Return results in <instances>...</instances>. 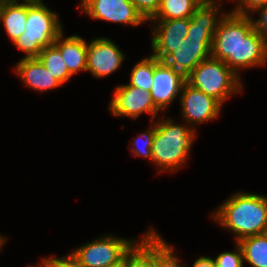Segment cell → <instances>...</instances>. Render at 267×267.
<instances>
[{
	"mask_svg": "<svg viewBox=\"0 0 267 267\" xmlns=\"http://www.w3.org/2000/svg\"><path fill=\"white\" fill-rule=\"evenodd\" d=\"M211 57L240 76L243 69L266 65L267 44L254 29L251 16L227 11L213 35Z\"/></svg>",
	"mask_w": 267,
	"mask_h": 267,
	"instance_id": "6da1fadb",
	"label": "cell"
},
{
	"mask_svg": "<svg viewBox=\"0 0 267 267\" xmlns=\"http://www.w3.org/2000/svg\"><path fill=\"white\" fill-rule=\"evenodd\" d=\"M212 219L233 233L235 242L262 234L267 223V196L235 192L213 211Z\"/></svg>",
	"mask_w": 267,
	"mask_h": 267,
	"instance_id": "7a4b0ae2",
	"label": "cell"
},
{
	"mask_svg": "<svg viewBox=\"0 0 267 267\" xmlns=\"http://www.w3.org/2000/svg\"><path fill=\"white\" fill-rule=\"evenodd\" d=\"M172 118H157L152 144V163L161 172H175L189 159L196 130L187 123L178 124Z\"/></svg>",
	"mask_w": 267,
	"mask_h": 267,
	"instance_id": "3957f363",
	"label": "cell"
},
{
	"mask_svg": "<svg viewBox=\"0 0 267 267\" xmlns=\"http://www.w3.org/2000/svg\"><path fill=\"white\" fill-rule=\"evenodd\" d=\"M58 16L42 0H27L26 29L13 42L25 53L22 58H37L43 48L54 43L63 32Z\"/></svg>",
	"mask_w": 267,
	"mask_h": 267,
	"instance_id": "277c9868",
	"label": "cell"
},
{
	"mask_svg": "<svg viewBox=\"0 0 267 267\" xmlns=\"http://www.w3.org/2000/svg\"><path fill=\"white\" fill-rule=\"evenodd\" d=\"M193 88L215 98L222 105L230 96L242 92L240 76L223 61L209 57L200 62L186 77Z\"/></svg>",
	"mask_w": 267,
	"mask_h": 267,
	"instance_id": "5b68a950",
	"label": "cell"
},
{
	"mask_svg": "<svg viewBox=\"0 0 267 267\" xmlns=\"http://www.w3.org/2000/svg\"><path fill=\"white\" fill-rule=\"evenodd\" d=\"M138 240L103 235L74 249L71 254L87 267L125 264V256Z\"/></svg>",
	"mask_w": 267,
	"mask_h": 267,
	"instance_id": "8992f818",
	"label": "cell"
},
{
	"mask_svg": "<svg viewBox=\"0 0 267 267\" xmlns=\"http://www.w3.org/2000/svg\"><path fill=\"white\" fill-rule=\"evenodd\" d=\"M113 92L108 109L114 116H127L133 120L145 112L151 114V121L156 120L160 110L155 106L150 92L128 84L116 86Z\"/></svg>",
	"mask_w": 267,
	"mask_h": 267,
	"instance_id": "52a82bcc",
	"label": "cell"
},
{
	"mask_svg": "<svg viewBox=\"0 0 267 267\" xmlns=\"http://www.w3.org/2000/svg\"><path fill=\"white\" fill-rule=\"evenodd\" d=\"M79 7L92 20L135 27L146 22L131 0H81Z\"/></svg>",
	"mask_w": 267,
	"mask_h": 267,
	"instance_id": "ba28073f",
	"label": "cell"
},
{
	"mask_svg": "<svg viewBox=\"0 0 267 267\" xmlns=\"http://www.w3.org/2000/svg\"><path fill=\"white\" fill-rule=\"evenodd\" d=\"M183 119L192 129L198 124L214 120L220 115L222 104L201 90L185 82L179 96Z\"/></svg>",
	"mask_w": 267,
	"mask_h": 267,
	"instance_id": "9c48e42d",
	"label": "cell"
},
{
	"mask_svg": "<svg viewBox=\"0 0 267 267\" xmlns=\"http://www.w3.org/2000/svg\"><path fill=\"white\" fill-rule=\"evenodd\" d=\"M125 55L109 38L96 37L87 43V72L93 77L105 78L120 68Z\"/></svg>",
	"mask_w": 267,
	"mask_h": 267,
	"instance_id": "30bf717a",
	"label": "cell"
},
{
	"mask_svg": "<svg viewBox=\"0 0 267 267\" xmlns=\"http://www.w3.org/2000/svg\"><path fill=\"white\" fill-rule=\"evenodd\" d=\"M185 82L186 77L180 72L154 57V75L150 95L160 112L167 111L175 98L180 96Z\"/></svg>",
	"mask_w": 267,
	"mask_h": 267,
	"instance_id": "8fae6325",
	"label": "cell"
},
{
	"mask_svg": "<svg viewBox=\"0 0 267 267\" xmlns=\"http://www.w3.org/2000/svg\"><path fill=\"white\" fill-rule=\"evenodd\" d=\"M152 26V56L164 61L187 36L190 18L173 20H149ZM156 23V24H155Z\"/></svg>",
	"mask_w": 267,
	"mask_h": 267,
	"instance_id": "7c38bea8",
	"label": "cell"
},
{
	"mask_svg": "<svg viewBox=\"0 0 267 267\" xmlns=\"http://www.w3.org/2000/svg\"><path fill=\"white\" fill-rule=\"evenodd\" d=\"M213 38L186 37L164 62L187 77L202 61L211 56Z\"/></svg>",
	"mask_w": 267,
	"mask_h": 267,
	"instance_id": "4fadbf2b",
	"label": "cell"
},
{
	"mask_svg": "<svg viewBox=\"0 0 267 267\" xmlns=\"http://www.w3.org/2000/svg\"><path fill=\"white\" fill-rule=\"evenodd\" d=\"M15 66V73L25 86L38 92L56 89L63 85L38 58H22Z\"/></svg>",
	"mask_w": 267,
	"mask_h": 267,
	"instance_id": "5bb4252c",
	"label": "cell"
},
{
	"mask_svg": "<svg viewBox=\"0 0 267 267\" xmlns=\"http://www.w3.org/2000/svg\"><path fill=\"white\" fill-rule=\"evenodd\" d=\"M222 4L220 0L204 1L190 17L186 37L213 38L219 22L226 14L220 13Z\"/></svg>",
	"mask_w": 267,
	"mask_h": 267,
	"instance_id": "9a60e30c",
	"label": "cell"
},
{
	"mask_svg": "<svg viewBox=\"0 0 267 267\" xmlns=\"http://www.w3.org/2000/svg\"><path fill=\"white\" fill-rule=\"evenodd\" d=\"M62 32L54 41V45L60 50L63 61L69 73L74 76L87 69V42L81 36L71 35L63 38Z\"/></svg>",
	"mask_w": 267,
	"mask_h": 267,
	"instance_id": "2e32d148",
	"label": "cell"
},
{
	"mask_svg": "<svg viewBox=\"0 0 267 267\" xmlns=\"http://www.w3.org/2000/svg\"><path fill=\"white\" fill-rule=\"evenodd\" d=\"M144 233L125 256V267H157V232Z\"/></svg>",
	"mask_w": 267,
	"mask_h": 267,
	"instance_id": "e0dca14e",
	"label": "cell"
},
{
	"mask_svg": "<svg viewBox=\"0 0 267 267\" xmlns=\"http://www.w3.org/2000/svg\"><path fill=\"white\" fill-rule=\"evenodd\" d=\"M27 0L0 1V22L13 43L26 29Z\"/></svg>",
	"mask_w": 267,
	"mask_h": 267,
	"instance_id": "ac0fdd59",
	"label": "cell"
},
{
	"mask_svg": "<svg viewBox=\"0 0 267 267\" xmlns=\"http://www.w3.org/2000/svg\"><path fill=\"white\" fill-rule=\"evenodd\" d=\"M203 0H161L157 13L150 20L190 18Z\"/></svg>",
	"mask_w": 267,
	"mask_h": 267,
	"instance_id": "d6986e66",
	"label": "cell"
},
{
	"mask_svg": "<svg viewBox=\"0 0 267 267\" xmlns=\"http://www.w3.org/2000/svg\"><path fill=\"white\" fill-rule=\"evenodd\" d=\"M243 261L251 267H267V238L263 234L248 236L238 241Z\"/></svg>",
	"mask_w": 267,
	"mask_h": 267,
	"instance_id": "ffe728a7",
	"label": "cell"
},
{
	"mask_svg": "<svg viewBox=\"0 0 267 267\" xmlns=\"http://www.w3.org/2000/svg\"><path fill=\"white\" fill-rule=\"evenodd\" d=\"M37 58L42 62L46 69L62 84L68 82L72 77V75L68 71L66 64L63 61L60 50L54 44L43 48Z\"/></svg>",
	"mask_w": 267,
	"mask_h": 267,
	"instance_id": "44dd1931",
	"label": "cell"
},
{
	"mask_svg": "<svg viewBox=\"0 0 267 267\" xmlns=\"http://www.w3.org/2000/svg\"><path fill=\"white\" fill-rule=\"evenodd\" d=\"M154 75V56L150 54L149 57L137 62L133 67L130 75L128 85L141 87L148 92L151 91Z\"/></svg>",
	"mask_w": 267,
	"mask_h": 267,
	"instance_id": "7402d4cb",
	"label": "cell"
},
{
	"mask_svg": "<svg viewBox=\"0 0 267 267\" xmlns=\"http://www.w3.org/2000/svg\"><path fill=\"white\" fill-rule=\"evenodd\" d=\"M155 135V122L153 121L150 126L143 133L141 132L132 142V154L133 156H140L149 159L152 162V144Z\"/></svg>",
	"mask_w": 267,
	"mask_h": 267,
	"instance_id": "603a6c76",
	"label": "cell"
},
{
	"mask_svg": "<svg viewBox=\"0 0 267 267\" xmlns=\"http://www.w3.org/2000/svg\"><path fill=\"white\" fill-rule=\"evenodd\" d=\"M174 246L165 242L157 233V267H186L174 253Z\"/></svg>",
	"mask_w": 267,
	"mask_h": 267,
	"instance_id": "cb8c5ba5",
	"label": "cell"
},
{
	"mask_svg": "<svg viewBox=\"0 0 267 267\" xmlns=\"http://www.w3.org/2000/svg\"><path fill=\"white\" fill-rule=\"evenodd\" d=\"M233 252L225 251L220 253L214 260L216 267H243V253L240 245L236 242Z\"/></svg>",
	"mask_w": 267,
	"mask_h": 267,
	"instance_id": "d4e9b609",
	"label": "cell"
},
{
	"mask_svg": "<svg viewBox=\"0 0 267 267\" xmlns=\"http://www.w3.org/2000/svg\"><path fill=\"white\" fill-rule=\"evenodd\" d=\"M40 262L38 267H87L71 253L62 257H45Z\"/></svg>",
	"mask_w": 267,
	"mask_h": 267,
	"instance_id": "484cf974",
	"label": "cell"
},
{
	"mask_svg": "<svg viewBox=\"0 0 267 267\" xmlns=\"http://www.w3.org/2000/svg\"><path fill=\"white\" fill-rule=\"evenodd\" d=\"M136 10L148 22L158 11L161 0H131Z\"/></svg>",
	"mask_w": 267,
	"mask_h": 267,
	"instance_id": "4316f807",
	"label": "cell"
},
{
	"mask_svg": "<svg viewBox=\"0 0 267 267\" xmlns=\"http://www.w3.org/2000/svg\"><path fill=\"white\" fill-rule=\"evenodd\" d=\"M254 13H258L259 19L255 21L254 15H250L253 21L254 29L257 34L266 42L267 44V4L257 8Z\"/></svg>",
	"mask_w": 267,
	"mask_h": 267,
	"instance_id": "83f0119b",
	"label": "cell"
},
{
	"mask_svg": "<svg viewBox=\"0 0 267 267\" xmlns=\"http://www.w3.org/2000/svg\"><path fill=\"white\" fill-rule=\"evenodd\" d=\"M235 1L237 6L231 11L237 14L252 15L257 8L267 4V0H231ZM238 2V3H237Z\"/></svg>",
	"mask_w": 267,
	"mask_h": 267,
	"instance_id": "f1b7e54d",
	"label": "cell"
},
{
	"mask_svg": "<svg viewBox=\"0 0 267 267\" xmlns=\"http://www.w3.org/2000/svg\"><path fill=\"white\" fill-rule=\"evenodd\" d=\"M192 267H216L213 258L202 256L194 261Z\"/></svg>",
	"mask_w": 267,
	"mask_h": 267,
	"instance_id": "f546056e",
	"label": "cell"
},
{
	"mask_svg": "<svg viewBox=\"0 0 267 267\" xmlns=\"http://www.w3.org/2000/svg\"><path fill=\"white\" fill-rule=\"evenodd\" d=\"M7 241V238L0 235V250L2 249L3 245L5 244V242Z\"/></svg>",
	"mask_w": 267,
	"mask_h": 267,
	"instance_id": "4dcf8cb0",
	"label": "cell"
},
{
	"mask_svg": "<svg viewBox=\"0 0 267 267\" xmlns=\"http://www.w3.org/2000/svg\"><path fill=\"white\" fill-rule=\"evenodd\" d=\"M103 267H125V264H112V265L103 266Z\"/></svg>",
	"mask_w": 267,
	"mask_h": 267,
	"instance_id": "1f68e13d",
	"label": "cell"
},
{
	"mask_svg": "<svg viewBox=\"0 0 267 267\" xmlns=\"http://www.w3.org/2000/svg\"><path fill=\"white\" fill-rule=\"evenodd\" d=\"M262 234L267 238V223H266V225L264 227V230H263Z\"/></svg>",
	"mask_w": 267,
	"mask_h": 267,
	"instance_id": "d6a6232c",
	"label": "cell"
}]
</instances>
